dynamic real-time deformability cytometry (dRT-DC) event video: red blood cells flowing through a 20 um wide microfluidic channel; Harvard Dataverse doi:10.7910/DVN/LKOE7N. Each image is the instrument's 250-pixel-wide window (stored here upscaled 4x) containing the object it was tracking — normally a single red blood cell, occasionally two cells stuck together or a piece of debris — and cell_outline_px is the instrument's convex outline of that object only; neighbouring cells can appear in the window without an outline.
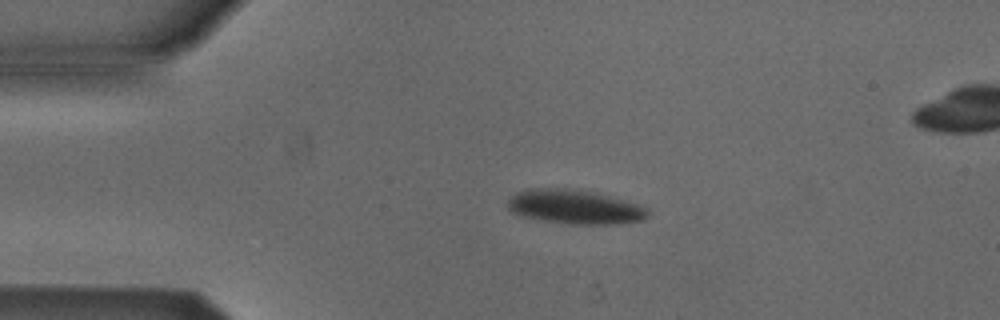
{"species": "Egyptian fruit bat (a non-hibernating species)", "species_latin": "Rousettus aegyptiacus", "temperature_condition": "cold", "stored_images_in_passage": 4, "segment_of_instrument_passage": [1, 2], "camera_frame_rate_fps": 3000, "um_per_image_px": 0.085, "animal": {"sex": "male"}, "frame": {"image": 1, "passage_image": 2, "time_ms": 0.333, "image_size_px": [1000, 320], "cell_outline_px": [[648, 216], [644, 220], [612, 224], [568, 224], [540, 220], [520, 216], [512, 212], [508, 208], [508, 200], [516, 192], [528, 188], [564, 188], [596, 192], [636, 204], [644, 208], [648, 212]], "centroid_in_image_um": [48.79, 17.59], "position_along_channel_um": 36.2, "area_um2": 27.86}}